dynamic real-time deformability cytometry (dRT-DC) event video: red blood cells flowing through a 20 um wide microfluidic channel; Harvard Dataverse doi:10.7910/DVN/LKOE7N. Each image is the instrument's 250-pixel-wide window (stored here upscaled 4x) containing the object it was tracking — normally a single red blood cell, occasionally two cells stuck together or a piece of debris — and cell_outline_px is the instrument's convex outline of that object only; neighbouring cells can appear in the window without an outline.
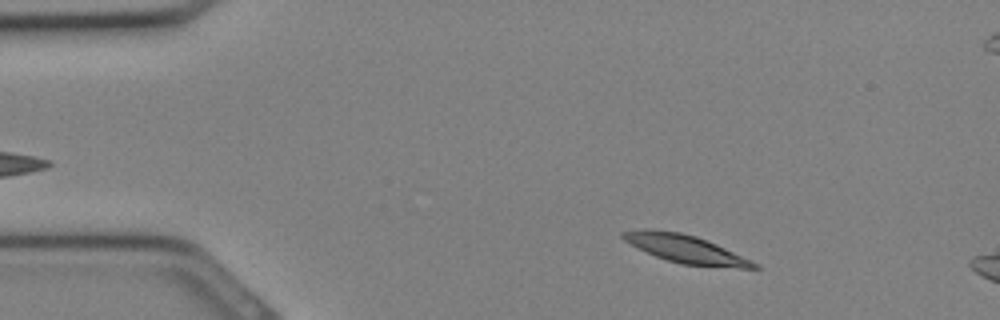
{"species": "Egyptian fruit bat (a non-hibernating species)", "species_latin": "Rousettus aegyptiacus", "temperature_condition": "cold", "stored_images_in_passage": 5, "camera_frame_rate_fps": 3000, "um_per_image_px": 0.085, "animal": {"sex": "female"}, "frame": {"image": 1, "passage_image": 1, "time_ms": 0.0, "image_size_px": [1000, 320], "cell_outline_px": [[760, 268], [740, 268], [680, 264], [656, 256], [624, 240], [620, 236], [620, 232], [644, 228], [652, 228], [680, 232], [696, 236], [716, 244], [752, 260], [760, 264]], "centroid_in_image_um": [58.28, 21.15], "position_along_channel_um": 26.7, "area_um2": 21.33}}